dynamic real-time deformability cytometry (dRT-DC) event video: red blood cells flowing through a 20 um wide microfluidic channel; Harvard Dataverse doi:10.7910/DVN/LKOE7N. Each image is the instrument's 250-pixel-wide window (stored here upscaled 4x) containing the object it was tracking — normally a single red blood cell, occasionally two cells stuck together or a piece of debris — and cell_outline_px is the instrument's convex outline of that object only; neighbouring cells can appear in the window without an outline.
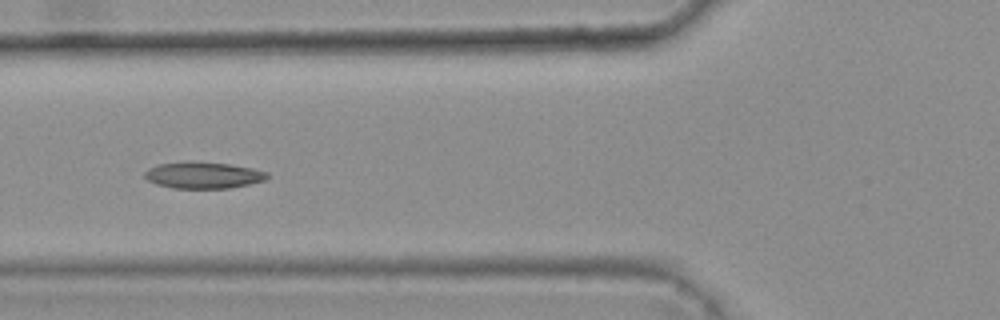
{"species": "common noctule bat (a hibernating species)", "species_latin": "Nyctalus noctula", "temperature_condition": "warm", "stored_images_in_passage": 7, "camera_frame_rate_fps": 3000, "um_per_image_px": 0.085, "animal": {"sex": "female", "body_mass_g": 25.1}, "frame": {"image": 1, "passage_image": 5, "time_ms": 1.333, "image_size_px": [1000, 320], "cell_outline_px": [[268, 176], [264, 180], [248, 184], [228, 188], [172, 188], [156, 184], [148, 180], [144, 176], [144, 172], [148, 168], [160, 164], [228, 164], [252, 168], [268, 172]], "centroid_in_image_um": [17.28, 14.93], "position_along_channel_um": 108.5, "area_um2": 17.98}}
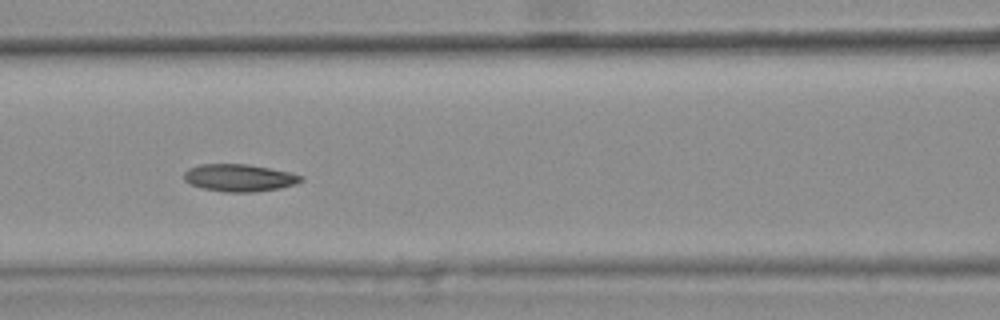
{"frame": {"image": 2, "passage_image": 6, "time_ms": 1.667, "image_size_px": [1000, 320], "cell_outline_px": [[304, 180], [296, 184], [280, 188], [256, 192], [224, 192], [200, 188], [184, 180], [184, 172], [188, 168], [200, 164], [248, 164], [292, 172], [304, 176]], "centroid_in_image_um": [20.37, 15.11], "position_along_channel_um": 146.2, "area_um2": 18.9}}